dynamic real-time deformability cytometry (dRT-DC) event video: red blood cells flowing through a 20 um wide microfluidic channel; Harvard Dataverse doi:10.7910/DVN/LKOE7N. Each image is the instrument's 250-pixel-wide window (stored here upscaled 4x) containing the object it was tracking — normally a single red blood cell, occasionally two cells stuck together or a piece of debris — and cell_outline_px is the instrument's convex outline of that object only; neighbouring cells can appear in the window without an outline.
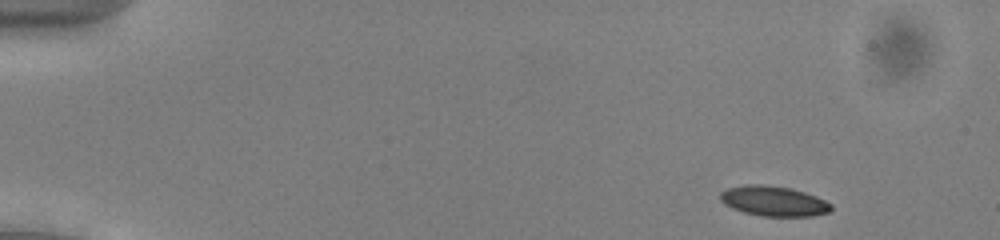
{"species": "common noctule bat (a hibernating species)", "species_latin": "Nyctalus noctula", "temperature_condition": "cold", "stored_images_in_passage": 48, "camera_frame_rate_fps": 3000, "um_per_image_px": 0.085, "animal": {"sex": "male", "body_mass_g": 13.0, "forearm_length_mm": 53.1}, "frame": {"image": 1, "passage_image": 1, "time_ms": 0.0, "image_size_px": [1000, 240], "cell_outline_px": [[832, 208], [828, 212], [812, 216], [760, 216], [744, 212], [732, 208], [724, 204], [720, 200], [720, 192], [728, 188], [744, 184], [764, 184], [788, 188], [804, 192], [816, 196], [832, 204]], "centroid_in_image_um": [65.73, 17.09], "position_along_channel_um": 19.3, "area_um2": 19.42}}
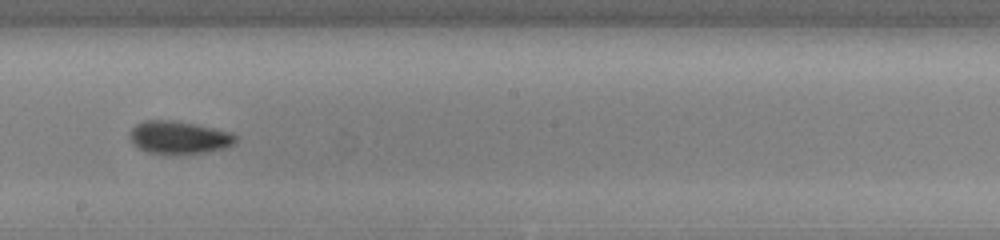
{"frame": {"image": 2, "passage_image": 26, "time_ms": 8.333, "image_size_px": [1000, 240], "cell_outline_px": [[240, 136], [236, 144], [224, 148], [204, 152], [164, 156], [148, 152], [132, 144], [128, 136], [128, 132], [136, 124], [144, 120], [172, 120], [196, 124], [232, 132]], "centroid_in_image_um": [15.21, 11.7], "position_along_channel_um": 233.0, "area_um2": 20.92}}
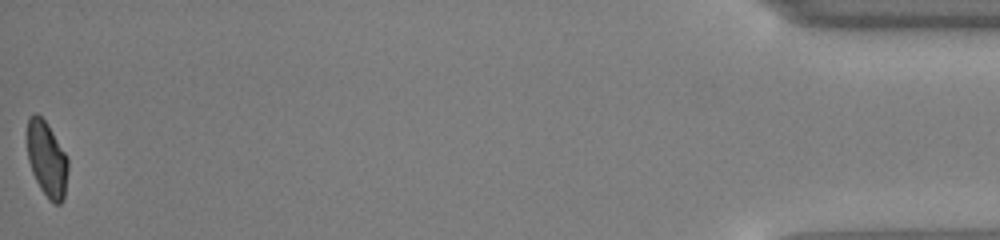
{"frame": {"image": 3, "passage_image": 48, "time_ms": 15.667, "image_size_px": [1000, 240], "cell_outline_px": [[68, 168], [64, 196], [60, 204], [56, 204], [48, 200], [40, 188], [32, 172], [28, 160], [28, 116], [36, 112], [48, 124], [64, 152], [68, 160]], "centroid_in_image_um": [3.98, 13.54], "position_along_channel_um": 431.2, "area_um2": 17.74}, "authors_computed_cell_mechanics": {"area_um2": 19.5364, "velocity_mm_per_s": 3.9477, "shape_relaxation_time_tau1_ms": 3.4754, "shape_relaxation_time_tau2_ms": 4.7561, "deformation_change_tau1": 0.1003, "deformation_change_tau2": 0.0667}}